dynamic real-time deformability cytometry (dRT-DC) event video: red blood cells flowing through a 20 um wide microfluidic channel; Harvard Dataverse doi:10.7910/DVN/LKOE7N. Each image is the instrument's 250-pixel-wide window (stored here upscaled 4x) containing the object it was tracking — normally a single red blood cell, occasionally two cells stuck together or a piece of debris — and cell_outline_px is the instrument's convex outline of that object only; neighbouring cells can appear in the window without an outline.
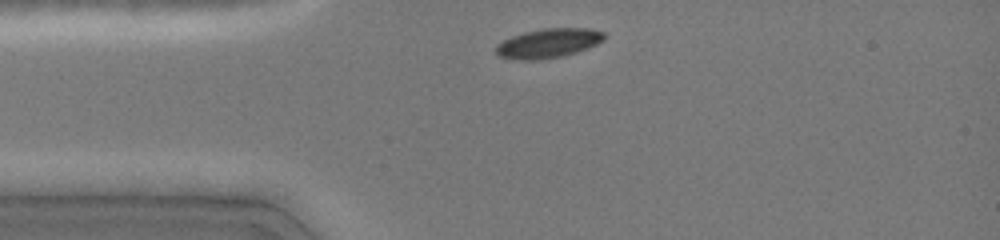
{"species": "common noctule bat (a hibernating species)", "species_latin": "Nyctalus noctula", "temperature_condition": "cold", "stored_images_in_passage": 8, "camera_frame_rate_fps": 3000, "um_per_image_px": 0.085, "animal": {"sex": "female", "body_mass_g": 19.0, "forearm_length_mm": 51.5}, "frame": {"image": 1, "passage_image": 2, "time_ms": 0.333, "image_size_px": [1000, 240], "cell_outline_px": [[608, 36], [604, 40], [588, 48], [564, 56], [540, 60], [520, 60], [496, 56], [496, 44], [512, 36], [524, 32], [544, 28], [592, 28], [604, 32]], "centroid_in_image_um": [46.63, 3.67], "position_along_channel_um": 38.4, "area_um2": 18.79}}